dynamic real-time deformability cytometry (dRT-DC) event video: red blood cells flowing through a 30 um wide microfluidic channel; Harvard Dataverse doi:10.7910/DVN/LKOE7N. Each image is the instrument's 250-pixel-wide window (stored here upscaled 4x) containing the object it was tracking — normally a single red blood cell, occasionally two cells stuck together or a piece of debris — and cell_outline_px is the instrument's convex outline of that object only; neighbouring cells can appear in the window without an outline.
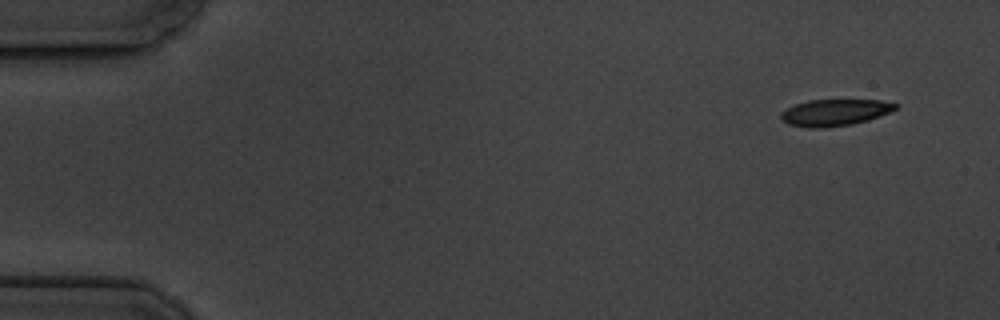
{"species": "common noctule bat (a hibernating species)", "species_latin": "Nyctalus noctula", "temperature_condition": "cold", "stored_images_in_passage": 4, "camera_frame_rate_fps": 3000, "um_per_image_px": 0.085, "animal": {"sex": "male", "body_mass_g": 19.5, "forearm_length_mm": 54.6}, "frame": {"image": 1, "passage_image": 1, "time_ms": 0.0, "image_size_px": [1000, 320], "cell_outline_px": [[900, 104], [896, 108], [880, 116], [868, 120], [852, 124], [824, 128], [808, 128], [788, 124], [780, 116], [780, 112], [796, 104], [808, 100], [880, 100]], "centroid_in_image_um": [70.96, 9.56], "position_along_channel_um": 14.0, "area_um2": 17.69}}
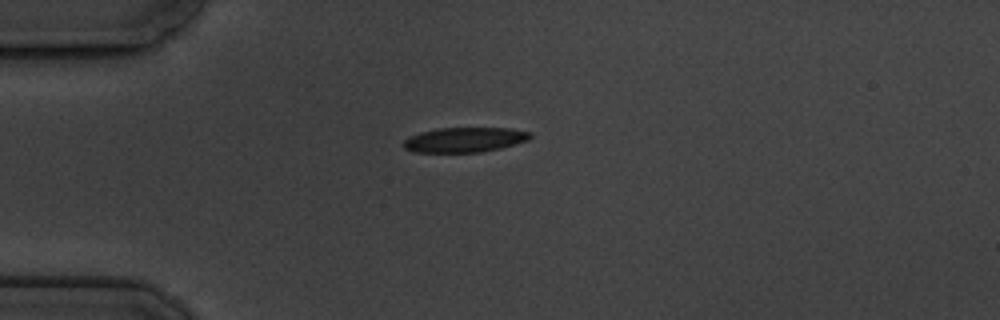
{"frame": {"image": 2, "passage_image": 4, "time_ms": 3.667, "image_size_px": [1000, 320], "cell_outline_px": [[532, 136], [528, 140], [500, 148], [480, 152], [416, 152], [404, 148], [400, 144], [408, 136], [420, 132], [440, 128], [512, 128], [532, 132]], "centroid_in_image_um": [39.48, 11.87], "position_along_channel_um": 45.5, "area_um2": 18.44}}